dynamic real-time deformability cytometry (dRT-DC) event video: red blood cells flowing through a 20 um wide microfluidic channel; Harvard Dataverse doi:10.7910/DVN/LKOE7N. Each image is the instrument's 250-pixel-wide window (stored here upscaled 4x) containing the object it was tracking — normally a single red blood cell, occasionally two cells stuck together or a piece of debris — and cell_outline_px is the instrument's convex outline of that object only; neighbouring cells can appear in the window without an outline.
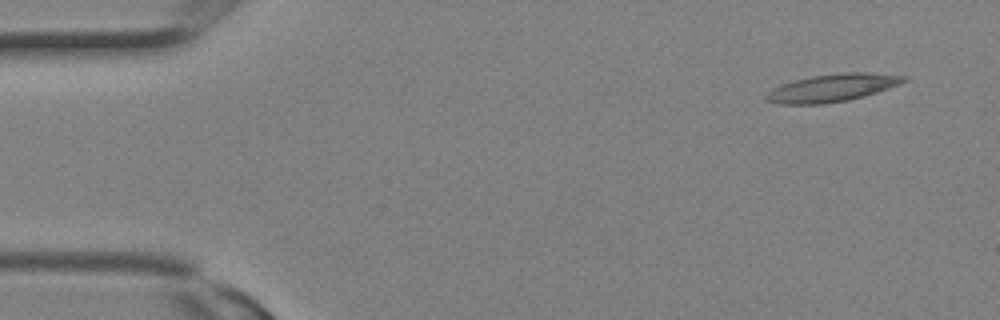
{"species": "Egyptian fruit bat (a non-hibernating species)", "species_latin": "Rousettus aegyptiacus", "temperature_condition": "room temperature", "stored_images_in_passage": 3, "camera_frame_rate_fps": 3000, "um_per_image_px": 0.085, "animal": {"sex": "female"}, "frame": {"image": 1, "passage_image": 1, "time_ms": 0.0, "image_size_px": [1000, 320], "cell_outline_px": [[908, 80], [900, 84], [864, 96], [848, 100], [824, 104], [780, 104], [764, 100], [764, 96], [772, 88], [796, 80], [812, 76], [844, 72], [868, 72], [908, 76]], "centroid_in_image_um": [70.76, 7.47], "position_along_channel_um": 14.2, "area_um2": 22.14}}